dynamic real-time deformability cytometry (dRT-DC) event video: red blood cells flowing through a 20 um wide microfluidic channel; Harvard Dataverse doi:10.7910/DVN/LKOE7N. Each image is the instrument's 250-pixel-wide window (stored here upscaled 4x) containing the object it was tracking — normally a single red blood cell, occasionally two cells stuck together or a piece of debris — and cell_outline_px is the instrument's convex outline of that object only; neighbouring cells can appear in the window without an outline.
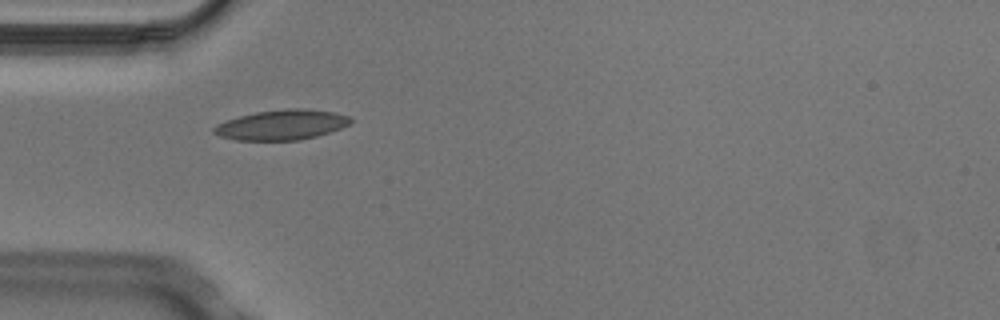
{"species": "Egyptian fruit bat (a non-hibernating species)", "species_latin": "Rousettus aegyptiacus", "temperature_condition": "cold", "stored_images_in_passage": 1, "camera_frame_rate_fps": 3000, "um_per_image_px": 0.085, "animal": {"sex": "male"}, "frame": {"image": 1, "passage_image": 1, "time_ms": 0.0, "image_size_px": [1000, 320], "cell_outline_px": [[352, 120], [348, 124], [340, 128], [316, 136], [300, 140], [236, 140], [220, 136], [212, 132], [212, 128], [216, 124], [240, 116], [256, 112], [288, 108], [300, 108], [332, 112], [348, 116]], "centroid_in_image_um": [23.9, 10.61], "position_along_channel_um": 61.1, "area_um2": 23.64}}